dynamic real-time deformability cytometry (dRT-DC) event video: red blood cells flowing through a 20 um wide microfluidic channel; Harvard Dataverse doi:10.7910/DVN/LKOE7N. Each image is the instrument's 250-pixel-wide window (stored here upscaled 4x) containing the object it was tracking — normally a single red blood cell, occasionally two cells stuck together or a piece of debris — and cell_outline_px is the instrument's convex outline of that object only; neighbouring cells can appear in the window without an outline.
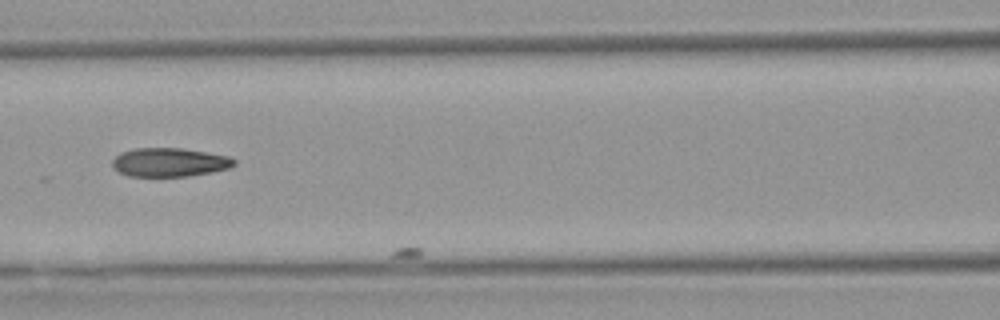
{"species": "Egyptian fruit bat (a non-hibernating species)", "species_latin": "Rousettus aegyptiacus", "temperature_condition": "warm", "stored_images_in_passage": 24, "segment_of_instrument_passage": [2, 2], "camera_frame_rate_fps": 3000, "um_per_image_px": 0.085, "animal": {"sex": "female"}, "frame": {"image": 1, "passage_image": 23, "time_ms": 7.333, "image_size_px": [1000, 320], "cell_outline_px": [[236, 164], [228, 168], [212, 172], [188, 176], [128, 176], [112, 168], [112, 160], [120, 152], [136, 148], [180, 148], [228, 156], [236, 160]], "centroid_in_image_um": [14.38, 13.79], "position_along_channel_um": 152.2, "area_um2": 20.35}}